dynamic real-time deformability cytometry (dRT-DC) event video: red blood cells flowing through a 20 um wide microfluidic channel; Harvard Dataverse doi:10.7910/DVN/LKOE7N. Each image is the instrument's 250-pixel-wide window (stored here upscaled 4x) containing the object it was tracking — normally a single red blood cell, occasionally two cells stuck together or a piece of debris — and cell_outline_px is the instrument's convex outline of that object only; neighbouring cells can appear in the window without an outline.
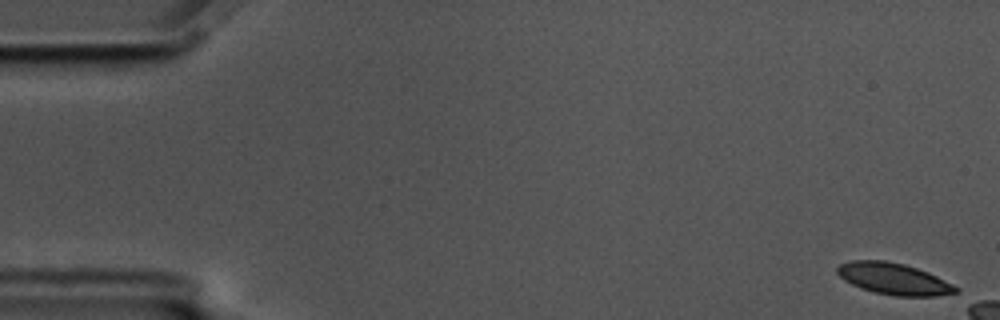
{"species": "common noctule bat (a hibernating species)", "species_latin": "Nyctalus noctula", "temperature_condition": "cold", "stored_images_in_passage": 9, "camera_frame_rate_fps": 3000, "um_per_image_px": 0.085, "animal": {"sex": "male", "body_mass_g": 17.5, "forearm_length_mm": 52.3}, "frame": {"image": 1, "passage_image": 1, "time_ms": 0.0, "image_size_px": [1000, 320], "cell_outline_px": [[960, 296], [896, 296], [876, 292], [860, 288], [844, 280], [836, 272], [836, 268], [840, 264], [852, 260], [884, 260], [904, 264], [928, 272], [960, 288]], "centroid_in_image_um": [76.05, 23.72], "position_along_channel_um": 8.9, "area_um2": 22.08}}